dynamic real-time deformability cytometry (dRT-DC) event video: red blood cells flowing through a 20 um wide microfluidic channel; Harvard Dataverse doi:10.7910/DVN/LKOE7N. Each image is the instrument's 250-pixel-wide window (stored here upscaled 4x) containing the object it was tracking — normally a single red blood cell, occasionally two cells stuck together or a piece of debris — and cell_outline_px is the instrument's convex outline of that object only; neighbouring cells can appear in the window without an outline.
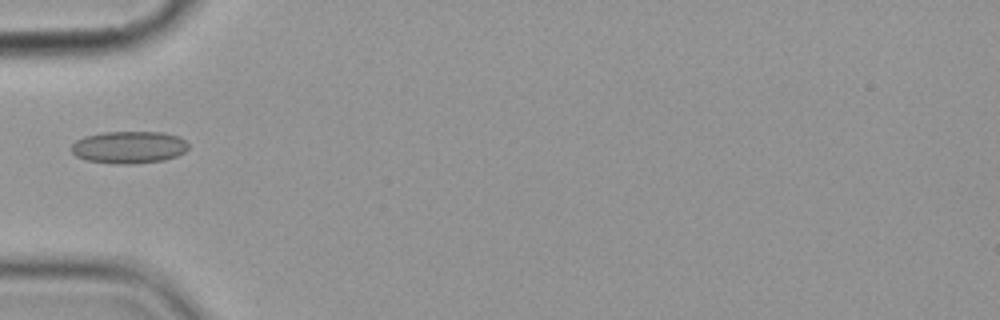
{"species": "common noctule bat (a hibernating species)", "species_latin": "Nyctalus noctula", "temperature_condition": "cold", "stored_images_in_passage": 4, "camera_frame_rate_fps": 3000, "um_per_image_px": 0.085, "animal": {"sex": "female", "body_mass_g": 19.9}, "frame": {"image": 1, "passage_image": 4, "time_ms": 4.333, "image_size_px": [1000, 320], "cell_outline_px": [[188, 148], [184, 152], [176, 156], [164, 160], [128, 164], [116, 164], [88, 160], [76, 156], [68, 148], [76, 140], [84, 136], [104, 132], [164, 132], [180, 136], [188, 144]], "centroid_in_image_um": [10.95, 12.51], "position_along_channel_um": 74.1, "area_um2": 22.08}}